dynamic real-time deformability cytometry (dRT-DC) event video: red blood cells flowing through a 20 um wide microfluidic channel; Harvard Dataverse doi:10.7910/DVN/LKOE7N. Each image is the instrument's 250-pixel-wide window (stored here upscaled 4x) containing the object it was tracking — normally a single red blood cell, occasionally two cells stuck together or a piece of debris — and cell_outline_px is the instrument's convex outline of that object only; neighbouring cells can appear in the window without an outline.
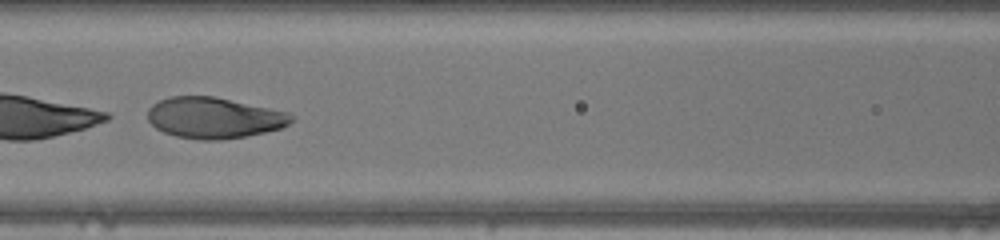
{"species": "human", "species_latin": "Homo sapiens", "temperature_condition": "warm", "stored_images_in_passage": 43, "segment_of_instrument_passage": [2, 2], "camera_frame_rate_fps": 3000, "um_per_image_px": 0.085, "donor": {"sex": "male"}, "frame": {"image": 1, "passage_image": 18, "time_ms": 5.667, "image_size_px": [1000, 240], "cell_outline_px": [[296, 120], [280, 128], [264, 132], [244, 136], [220, 140], [200, 140], [176, 136], [164, 132], [156, 128], [148, 120], [148, 108], [152, 104], [160, 100], [172, 96], [212, 96], [288, 112], [296, 116]], "centroid_in_image_um": [18.2, 10.01], "position_along_channel_um": 148.4, "area_um2": 34.22}}
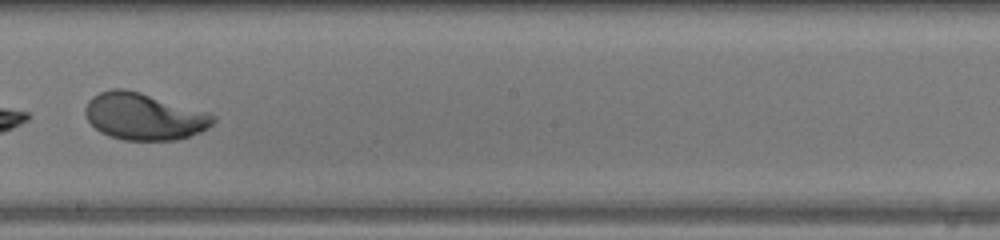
{"frame": {"image": 2, "passage_image": 24, "time_ms": 7.667, "image_size_px": [1000, 240], "cell_outline_px": [[216, 120], [208, 128], [200, 132], [176, 140], [124, 140], [108, 136], [100, 132], [88, 120], [84, 112], [84, 108], [88, 100], [92, 96], [100, 92], [112, 88], [124, 88], [140, 92], [208, 112], [216, 116]], "centroid_in_image_um": [12.22, 9.89], "position_along_channel_um": 236.0, "area_um2": 35.03}}
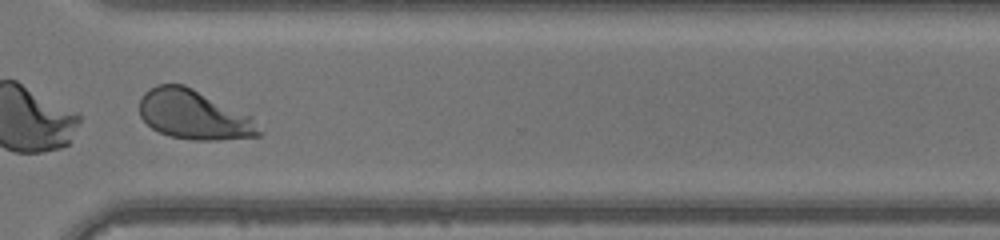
{"frame": {"image": 3, "passage_image": 32, "time_ms": 10.333, "image_size_px": [1000, 240], "cell_outline_px": [[264, 132], [260, 136], [216, 140], [192, 140], [168, 136], [152, 128], [140, 116], [140, 96], [148, 88], [156, 84], [184, 84], [252, 116]], "centroid_in_image_um": [16.49, 9.75], "position_along_channel_um": 354.1, "area_um2": 34.62}}